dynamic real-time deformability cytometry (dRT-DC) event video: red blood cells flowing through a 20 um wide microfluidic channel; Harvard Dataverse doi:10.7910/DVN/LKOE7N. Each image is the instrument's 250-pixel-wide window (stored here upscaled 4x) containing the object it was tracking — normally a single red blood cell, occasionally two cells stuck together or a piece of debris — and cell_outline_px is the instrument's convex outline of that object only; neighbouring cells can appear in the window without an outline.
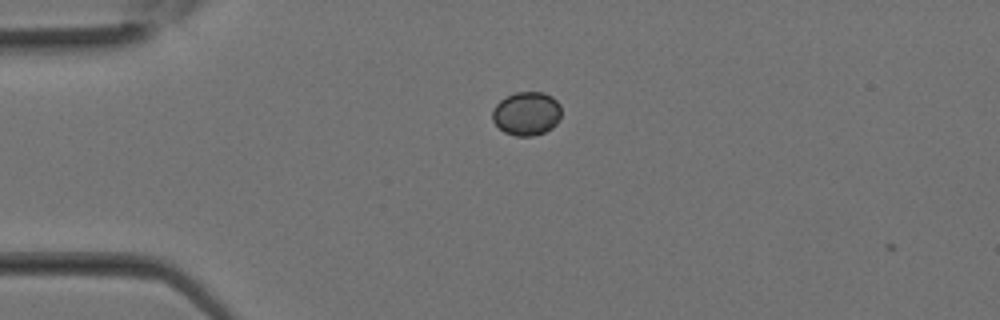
{"species": "Egyptian fruit bat (a non-hibernating species)", "species_latin": "Rousettus aegyptiacus", "temperature_condition": "room temperature", "stored_images_in_passage": 2, "camera_frame_rate_fps": 3000, "um_per_image_px": 0.085, "animal": {"sex": "female"}, "frame": {"image": 1, "passage_image": 1, "time_ms": 0.0, "image_size_px": [1000, 320], "cell_outline_px": [[560, 120], [552, 128], [544, 132], [532, 136], [516, 136], [504, 132], [492, 120], [492, 112], [496, 104], [500, 100], [516, 92], [544, 92], [552, 96], [560, 104]], "centroid_in_image_um": [44.77, 9.65], "position_along_channel_um": 40.2, "area_um2": 17.57}}